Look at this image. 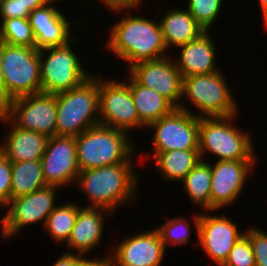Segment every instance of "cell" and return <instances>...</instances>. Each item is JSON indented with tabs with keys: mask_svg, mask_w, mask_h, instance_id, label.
Segmentation results:
<instances>
[{
	"mask_svg": "<svg viewBox=\"0 0 267 266\" xmlns=\"http://www.w3.org/2000/svg\"><path fill=\"white\" fill-rule=\"evenodd\" d=\"M222 71L211 74L192 75L183 78L182 98L179 109L198 118L223 117L238 114L239 105L234 98ZM230 88V89H229ZM184 99V101H182ZM189 100L199 112L189 110L184 104ZM183 103V104H182Z\"/></svg>",
	"mask_w": 267,
	"mask_h": 266,
	"instance_id": "8992f818",
	"label": "cell"
},
{
	"mask_svg": "<svg viewBox=\"0 0 267 266\" xmlns=\"http://www.w3.org/2000/svg\"><path fill=\"white\" fill-rule=\"evenodd\" d=\"M257 161H215L211 166L210 211H219L239 200Z\"/></svg>",
	"mask_w": 267,
	"mask_h": 266,
	"instance_id": "5bb4252c",
	"label": "cell"
},
{
	"mask_svg": "<svg viewBox=\"0 0 267 266\" xmlns=\"http://www.w3.org/2000/svg\"><path fill=\"white\" fill-rule=\"evenodd\" d=\"M123 240L111 249L112 266H160L163 263L167 250L156 228Z\"/></svg>",
	"mask_w": 267,
	"mask_h": 266,
	"instance_id": "e0dca14e",
	"label": "cell"
},
{
	"mask_svg": "<svg viewBox=\"0 0 267 266\" xmlns=\"http://www.w3.org/2000/svg\"><path fill=\"white\" fill-rule=\"evenodd\" d=\"M1 21L0 39L5 44L35 48V36L28 18H9Z\"/></svg>",
	"mask_w": 267,
	"mask_h": 266,
	"instance_id": "83f0119b",
	"label": "cell"
},
{
	"mask_svg": "<svg viewBox=\"0 0 267 266\" xmlns=\"http://www.w3.org/2000/svg\"><path fill=\"white\" fill-rule=\"evenodd\" d=\"M209 213H193L192 223L198 240L195 245H200L209 259L217 266H222L235 243L245 235V231H239L238 223L230 220V217Z\"/></svg>",
	"mask_w": 267,
	"mask_h": 266,
	"instance_id": "8fae6325",
	"label": "cell"
},
{
	"mask_svg": "<svg viewBox=\"0 0 267 266\" xmlns=\"http://www.w3.org/2000/svg\"><path fill=\"white\" fill-rule=\"evenodd\" d=\"M64 14L52 4H45L30 13L28 20L35 36L36 49L64 46L77 36L71 35L72 23Z\"/></svg>",
	"mask_w": 267,
	"mask_h": 266,
	"instance_id": "ac0fdd59",
	"label": "cell"
},
{
	"mask_svg": "<svg viewBox=\"0 0 267 266\" xmlns=\"http://www.w3.org/2000/svg\"><path fill=\"white\" fill-rule=\"evenodd\" d=\"M1 125H10L9 133L0 144V151L11 162L41 160L46 150L49 137L36 131L21 129L15 126L2 112Z\"/></svg>",
	"mask_w": 267,
	"mask_h": 266,
	"instance_id": "ffe728a7",
	"label": "cell"
},
{
	"mask_svg": "<svg viewBox=\"0 0 267 266\" xmlns=\"http://www.w3.org/2000/svg\"><path fill=\"white\" fill-rule=\"evenodd\" d=\"M125 80L130 91L139 119L148 126L150 123L169 115L175 107L156 91L139 84L129 73Z\"/></svg>",
	"mask_w": 267,
	"mask_h": 266,
	"instance_id": "603a6c76",
	"label": "cell"
},
{
	"mask_svg": "<svg viewBox=\"0 0 267 266\" xmlns=\"http://www.w3.org/2000/svg\"><path fill=\"white\" fill-rule=\"evenodd\" d=\"M77 37L64 46L39 50L42 93L56 95L66 92L91 76L78 54L73 51L72 46L76 44Z\"/></svg>",
	"mask_w": 267,
	"mask_h": 266,
	"instance_id": "52a82bcc",
	"label": "cell"
},
{
	"mask_svg": "<svg viewBox=\"0 0 267 266\" xmlns=\"http://www.w3.org/2000/svg\"><path fill=\"white\" fill-rule=\"evenodd\" d=\"M94 259V260H93ZM79 266H112L111 253L104 255L102 258H86L81 255V262Z\"/></svg>",
	"mask_w": 267,
	"mask_h": 266,
	"instance_id": "74e56055",
	"label": "cell"
},
{
	"mask_svg": "<svg viewBox=\"0 0 267 266\" xmlns=\"http://www.w3.org/2000/svg\"><path fill=\"white\" fill-rule=\"evenodd\" d=\"M112 215L115 216L103 208L81 206L68 242L65 243L68 248L67 252L72 253L73 250V253L86 256L99 247L98 245H101L100 242L103 241L104 221L107 216L113 218Z\"/></svg>",
	"mask_w": 267,
	"mask_h": 266,
	"instance_id": "d6986e66",
	"label": "cell"
},
{
	"mask_svg": "<svg viewBox=\"0 0 267 266\" xmlns=\"http://www.w3.org/2000/svg\"><path fill=\"white\" fill-rule=\"evenodd\" d=\"M11 199V161L0 151V207Z\"/></svg>",
	"mask_w": 267,
	"mask_h": 266,
	"instance_id": "d6a6232c",
	"label": "cell"
},
{
	"mask_svg": "<svg viewBox=\"0 0 267 266\" xmlns=\"http://www.w3.org/2000/svg\"><path fill=\"white\" fill-rule=\"evenodd\" d=\"M2 113L18 128L53 137L56 135V95L38 93L11 100Z\"/></svg>",
	"mask_w": 267,
	"mask_h": 266,
	"instance_id": "7c38bea8",
	"label": "cell"
},
{
	"mask_svg": "<svg viewBox=\"0 0 267 266\" xmlns=\"http://www.w3.org/2000/svg\"><path fill=\"white\" fill-rule=\"evenodd\" d=\"M260 3V8H261V14H262V20H263V27L265 25V28L267 29V0H258Z\"/></svg>",
	"mask_w": 267,
	"mask_h": 266,
	"instance_id": "ab89813d",
	"label": "cell"
},
{
	"mask_svg": "<svg viewBox=\"0 0 267 266\" xmlns=\"http://www.w3.org/2000/svg\"><path fill=\"white\" fill-rule=\"evenodd\" d=\"M212 39L210 31H205L197 39L176 48L181 52L174 62L183 78L220 71L215 57L217 48Z\"/></svg>",
	"mask_w": 267,
	"mask_h": 266,
	"instance_id": "44dd1931",
	"label": "cell"
},
{
	"mask_svg": "<svg viewBox=\"0 0 267 266\" xmlns=\"http://www.w3.org/2000/svg\"><path fill=\"white\" fill-rule=\"evenodd\" d=\"M30 13V10L24 8L17 0H2L0 4V20L28 18Z\"/></svg>",
	"mask_w": 267,
	"mask_h": 266,
	"instance_id": "836d02e7",
	"label": "cell"
},
{
	"mask_svg": "<svg viewBox=\"0 0 267 266\" xmlns=\"http://www.w3.org/2000/svg\"><path fill=\"white\" fill-rule=\"evenodd\" d=\"M99 74L100 125L127 133L147 127L140 119L127 81L106 79ZM132 129V130H131Z\"/></svg>",
	"mask_w": 267,
	"mask_h": 266,
	"instance_id": "30bf717a",
	"label": "cell"
},
{
	"mask_svg": "<svg viewBox=\"0 0 267 266\" xmlns=\"http://www.w3.org/2000/svg\"><path fill=\"white\" fill-rule=\"evenodd\" d=\"M146 128L154 129L152 152L198 149L199 118L187 111L175 108Z\"/></svg>",
	"mask_w": 267,
	"mask_h": 266,
	"instance_id": "4fadbf2b",
	"label": "cell"
},
{
	"mask_svg": "<svg viewBox=\"0 0 267 266\" xmlns=\"http://www.w3.org/2000/svg\"><path fill=\"white\" fill-rule=\"evenodd\" d=\"M191 226L192 224L188 218L176 216L175 218H168L165 224L158 225V227L155 228L167 250L170 245L174 247L190 242Z\"/></svg>",
	"mask_w": 267,
	"mask_h": 266,
	"instance_id": "f1b7e54d",
	"label": "cell"
},
{
	"mask_svg": "<svg viewBox=\"0 0 267 266\" xmlns=\"http://www.w3.org/2000/svg\"><path fill=\"white\" fill-rule=\"evenodd\" d=\"M245 235L252 245L256 266H267V232L254 225L245 231Z\"/></svg>",
	"mask_w": 267,
	"mask_h": 266,
	"instance_id": "1f68e13d",
	"label": "cell"
},
{
	"mask_svg": "<svg viewBox=\"0 0 267 266\" xmlns=\"http://www.w3.org/2000/svg\"><path fill=\"white\" fill-rule=\"evenodd\" d=\"M81 206L73 201L59 204L47 217L44 229L57 243H67Z\"/></svg>",
	"mask_w": 267,
	"mask_h": 266,
	"instance_id": "4316f807",
	"label": "cell"
},
{
	"mask_svg": "<svg viewBox=\"0 0 267 266\" xmlns=\"http://www.w3.org/2000/svg\"><path fill=\"white\" fill-rule=\"evenodd\" d=\"M2 56H3V41L0 39V112H2L11 102V98L7 95L5 81L2 69Z\"/></svg>",
	"mask_w": 267,
	"mask_h": 266,
	"instance_id": "e575fe53",
	"label": "cell"
},
{
	"mask_svg": "<svg viewBox=\"0 0 267 266\" xmlns=\"http://www.w3.org/2000/svg\"><path fill=\"white\" fill-rule=\"evenodd\" d=\"M138 8H112L108 11L121 14V17L110 28L109 40L106 42L108 51L129 62L127 71L137 63L157 60L168 56L160 22L150 18L132 15L131 10ZM125 10V12H124ZM166 52V53H165Z\"/></svg>",
	"mask_w": 267,
	"mask_h": 266,
	"instance_id": "6da1fadb",
	"label": "cell"
},
{
	"mask_svg": "<svg viewBox=\"0 0 267 266\" xmlns=\"http://www.w3.org/2000/svg\"><path fill=\"white\" fill-rule=\"evenodd\" d=\"M225 0H188L187 10L206 30L210 31L222 12Z\"/></svg>",
	"mask_w": 267,
	"mask_h": 266,
	"instance_id": "f546056e",
	"label": "cell"
},
{
	"mask_svg": "<svg viewBox=\"0 0 267 266\" xmlns=\"http://www.w3.org/2000/svg\"><path fill=\"white\" fill-rule=\"evenodd\" d=\"M130 138L132 139L131 135L123 130L100 124L85 130L75 137L80 171L121 162H135L137 146H134L135 143Z\"/></svg>",
	"mask_w": 267,
	"mask_h": 266,
	"instance_id": "277c9868",
	"label": "cell"
},
{
	"mask_svg": "<svg viewBox=\"0 0 267 266\" xmlns=\"http://www.w3.org/2000/svg\"><path fill=\"white\" fill-rule=\"evenodd\" d=\"M24 8H28L30 12L34 11L36 8L45 5L43 0H17Z\"/></svg>",
	"mask_w": 267,
	"mask_h": 266,
	"instance_id": "f35d334b",
	"label": "cell"
},
{
	"mask_svg": "<svg viewBox=\"0 0 267 266\" xmlns=\"http://www.w3.org/2000/svg\"><path fill=\"white\" fill-rule=\"evenodd\" d=\"M57 136H78L99 121V74L80 85L56 94Z\"/></svg>",
	"mask_w": 267,
	"mask_h": 266,
	"instance_id": "5b68a950",
	"label": "cell"
},
{
	"mask_svg": "<svg viewBox=\"0 0 267 266\" xmlns=\"http://www.w3.org/2000/svg\"><path fill=\"white\" fill-rule=\"evenodd\" d=\"M190 202L206 212L210 211L211 166L200 160L181 182Z\"/></svg>",
	"mask_w": 267,
	"mask_h": 266,
	"instance_id": "484cf974",
	"label": "cell"
},
{
	"mask_svg": "<svg viewBox=\"0 0 267 266\" xmlns=\"http://www.w3.org/2000/svg\"><path fill=\"white\" fill-rule=\"evenodd\" d=\"M59 189L61 188L47 185L30 194L10 199L5 205L6 215L0 220L1 238L12 239L26 226L37 224L41 220L43 228L48 215L58 206L55 201Z\"/></svg>",
	"mask_w": 267,
	"mask_h": 266,
	"instance_id": "ba28073f",
	"label": "cell"
},
{
	"mask_svg": "<svg viewBox=\"0 0 267 266\" xmlns=\"http://www.w3.org/2000/svg\"><path fill=\"white\" fill-rule=\"evenodd\" d=\"M134 166V162H121L82 170L77 176L75 188L83 191L87 201L90 200L87 207L103 208L115 214L118 207L136 202L140 177Z\"/></svg>",
	"mask_w": 267,
	"mask_h": 266,
	"instance_id": "7a4b0ae2",
	"label": "cell"
},
{
	"mask_svg": "<svg viewBox=\"0 0 267 266\" xmlns=\"http://www.w3.org/2000/svg\"><path fill=\"white\" fill-rule=\"evenodd\" d=\"M2 69L11 99L42 92L38 49L3 42Z\"/></svg>",
	"mask_w": 267,
	"mask_h": 266,
	"instance_id": "9c48e42d",
	"label": "cell"
},
{
	"mask_svg": "<svg viewBox=\"0 0 267 266\" xmlns=\"http://www.w3.org/2000/svg\"><path fill=\"white\" fill-rule=\"evenodd\" d=\"M237 115L199 118L198 150L201 160L207 161L205 156L212 153L217 156L216 161H257L250 133L236 126L237 123L232 124Z\"/></svg>",
	"mask_w": 267,
	"mask_h": 266,
	"instance_id": "3957f363",
	"label": "cell"
},
{
	"mask_svg": "<svg viewBox=\"0 0 267 266\" xmlns=\"http://www.w3.org/2000/svg\"><path fill=\"white\" fill-rule=\"evenodd\" d=\"M106 9L112 8H139L144 0H100Z\"/></svg>",
	"mask_w": 267,
	"mask_h": 266,
	"instance_id": "d590c367",
	"label": "cell"
},
{
	"mask_svg": "<svg viewBox=\"0 0 267 266\" xmlns=\"http://www.w3.org/2000/svg\"><path fill=\"white\" fill-rule=\"evenodd\" d=\"M81 255L71 252H65L51 266H79Z\"/></svg>",
	"mask_w": 267,
	"mask_h": 266,
	"instance_id": "8d00e7d4",
	"label": "cell"
},
{
	"mask_svg": "<svg viewBox=\"0 0 267 266\" xmlns=\"http://www.w3.org/2000/svg\"><path fill=\"white\" fill-rule=\"evenodd\" d=\"M47 186L40 160L11 162V199Z\"/></svg>",
	"mask_w": 267,
	"mask_h": 266,
	"instance_id": "d4e9b609",
	"label": "cell"
},
{
	"mask_svg": "<svg viewBox=\"0 0 267 266\" xmlns=\"http://www.w3.org/2000/svg\"><path fill=\"white\" fill-rule=\"evenodd\" d=\"M156 171L161 179L168 181H180L198 164L201 160L198 149L171 150L166 152H152Z\"/></svg>",
	"mask_w": 267,
	"mask_h": 266,
	"instance_id": "cb8c5ba5",
	"label": "cell"
},
{
	"mask_svg": "<svg viewBox=\"0 0 267 266\" xmlns=\"http://www.w3.org/2000/svg\"><path fill=\"white\" fill-rule=\"evenodd\" d=\"M222 266H256L253 248L246 235L235 243Z\"/></svg>",
	"mask_w": 267,
	"mask_h": 266,
	"instance_id": "4dcf8cb0",
	"label": "cell"
},
{
	"mask_svg": "<svg viewBox=\"0 0 267 266\" xmlns=\"http://www.w3.org/2000/svg\"><path fill=\"white\" fill-rule=\"evenodd\" d=\"M45 4H52L55 5V3H57V1H61V0H43Z\"/></svg>",
	"mask_w": 267,
	"mask_h": 266,
	"instance_id": "60d3db41",
	"label": "cell"
},
{
	"mask_svg": "<svg viewBox=\"0 0 267 266\" xmlns=\"http://www.w3.org/2000/svg\"><path fill=\"white\" fill-rule=\"evenodd\" d=\"M159 22L167 49L187 44L206 31L185 8L172 7Z\"/></svg>",
	"mask_w": 267,
	"mask_h": 266,
	"instance_id": "7402d4cb",
	"label": "cell"
},
{
	"mask_svg": "<svg viewBox=\"0 0 267 266\" xmlns=\"http://www.w3.org/2000/svg\"><path fill=\"white\" fill-rule=\"evenodd\" d=\"M172 56L132 66L128 72L139 84L166 98L175 108L180 107L183 76Z\"/></svg>",
	"mask_w": 267,
	"mask_h": 266,
	"instance_id": "9a60e30c",
	"label": "cell"
},
{
	"mask_svg": "<svg viewBox=\"0 0 267 266\" xmlns=\"http://www.w3.org/2000/svg\"><path fill=\"white\" fill-rule=\"evenodd\" d=\"M41 161L46 185L65 187L76 182L80 169L77 163L74 136L49 137Z\"/></svg>",
	"mask_w": 267,
	"mask_h": 266,
	"instance_id": "2e32d148",
	"label": "cell"
}]
</instances>
